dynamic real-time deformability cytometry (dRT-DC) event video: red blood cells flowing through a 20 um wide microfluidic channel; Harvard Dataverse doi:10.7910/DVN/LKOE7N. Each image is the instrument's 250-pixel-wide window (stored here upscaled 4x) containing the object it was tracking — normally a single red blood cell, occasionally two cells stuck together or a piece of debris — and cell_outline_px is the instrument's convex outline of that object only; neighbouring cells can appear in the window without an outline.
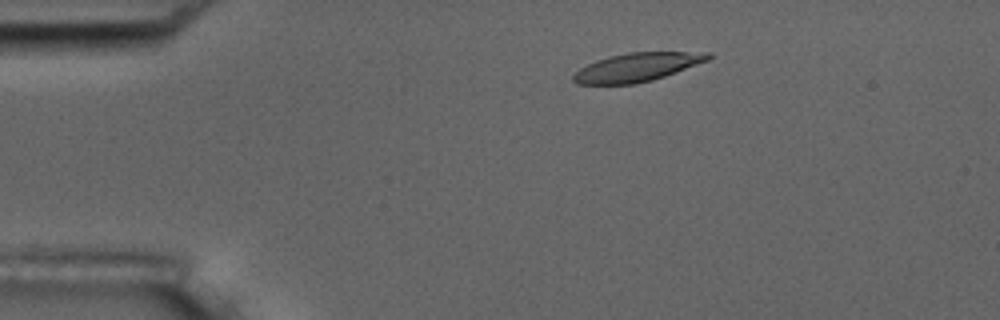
{"species": "common noctule bat (a hibernating species)", "species_latin": "Nyctalus noctula", "temperature_condition": "room temperature", "stored_images_in_passage": 4, "camera_frame_rate_fps": 3000, "um_per_image_px": 0.085, "animal": {"sex": "male", "body_mass_g": 17.5, "forearm_length_mm": 52.3}, "frame": {"image": 1, "passage_image": 3, "time_ms": 2.333, "image_size_px": [1000, 320], "cell_outline_px": [[712, 56], [708, 60], [676, 72], [652, 80], [636, 84], [576, 84], [572, 80], [572, 76], [580, 68], [596, 60], [608, 56], [628, 52], [712, 52]], "centroid_in_image_um": [54.13, 5.71], "position_along_channel_um": 30.9, "area_um2": 22.43}}